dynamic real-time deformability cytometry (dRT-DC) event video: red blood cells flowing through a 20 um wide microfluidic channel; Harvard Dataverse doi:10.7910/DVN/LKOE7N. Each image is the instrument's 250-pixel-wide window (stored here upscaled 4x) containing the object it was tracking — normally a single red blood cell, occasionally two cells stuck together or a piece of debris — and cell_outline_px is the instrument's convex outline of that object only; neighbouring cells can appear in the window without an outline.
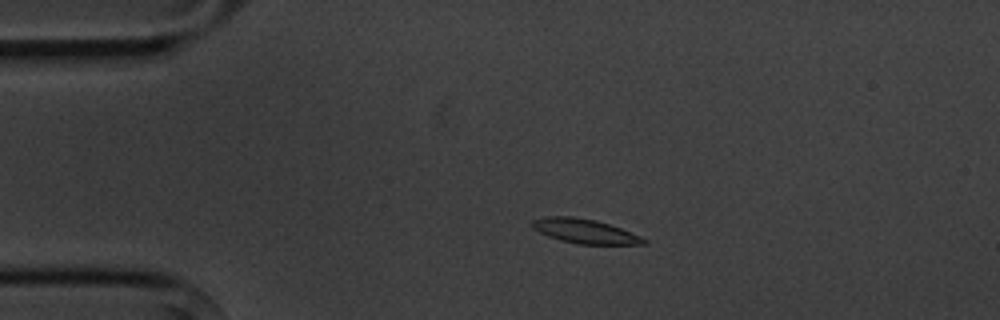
{"species": "common noctule bat (a hibernating species)", "species_latin": "Nyctalus noctula", "temperature_condition": "cold", "stored_images_in_passage": 4, "camera_frame_rate_fps": 3000, "um_per_image_px": 0.085, "animal": {"sex": "male", "body_mass_g": 20.1, "forearm_length_mm": 53.5}, "frame": {"image": 1, "passage_image": 3, "time_ms": 2.333, "image_size_px": [1000, 320], "cell_outline_px": [[648, 244], [580, 244], [560, 240], [548, 236], [532, 228], [532, 220], [548, 216], [572, 216], [596, 220], [620, 228], [640, 236], [648, 240]], "centroid_in_image_um": [49.71, 19.65], "position_along_channel_um": 35.3, "area_um2": 15.72}}